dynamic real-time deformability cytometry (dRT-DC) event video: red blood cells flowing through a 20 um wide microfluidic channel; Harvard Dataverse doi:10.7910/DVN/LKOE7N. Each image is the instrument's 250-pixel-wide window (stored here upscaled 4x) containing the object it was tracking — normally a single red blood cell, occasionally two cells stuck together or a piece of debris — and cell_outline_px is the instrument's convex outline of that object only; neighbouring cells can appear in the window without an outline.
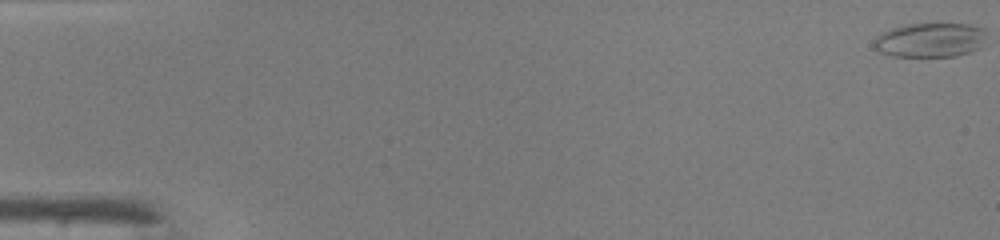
{"species": "common noctule bat (a hibernating species)", "species_latin": "Nyctalus noctula", "temperature_condition": "warm", "stored_images_in_passage": 49, "camera_frame_rate_fps": 3000, "um_per_image_px": 0.085, "animal": {"sex": "male", "body_mass_g": 19.0, "forearm_length_mm": 50.8}, "frame": {"image": 1, "passage_image": 1, "time_ms": 0.0, "image_size_px": [1000, 240], "cell_outline_px": [[984, 32], [980, 48], [956, 56], [892, 56], [880, 52], [872, 44], [876, 36], [880, 32], [904, 24], [968, 24], [984, 28]], "centroid_in_image_um": [79.0, 3.4], "position_along_channel_um": 6.0, "area_um2": 22.43}}
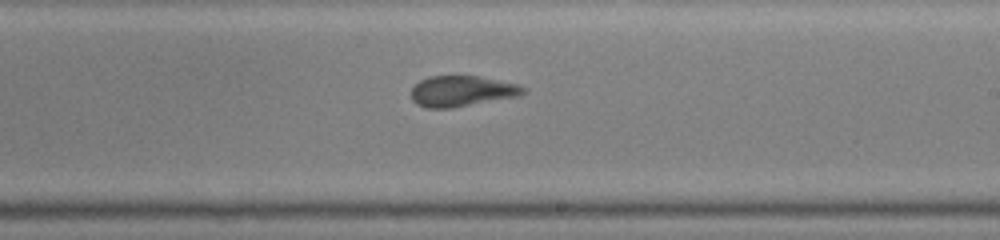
{"frame": {"image": 2, "passage_image": 30, "time_ms": 9.667, "image_size_px": [1000, 240], "cell_outline_px": [[524, 92], [516, 96], [448, 108], [428, 108], [416, 104], [412, 100], [412, 88], [420, 80], [428, 76], [480, 76], [516, 84], [524, 88]], "centroid_in_image_um": [39.18, 7.73], "position_along_channel_um": 249.8, "area_um2": 19.59}}
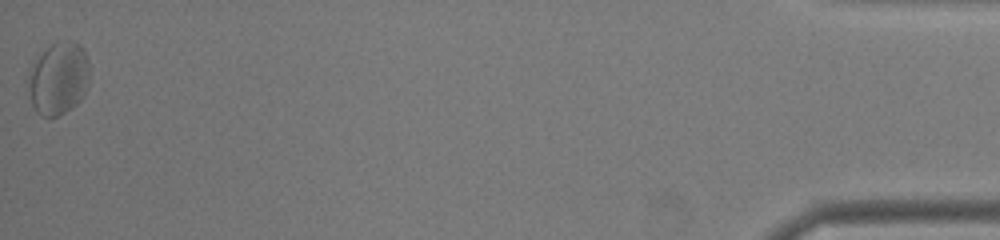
{"frame": {"image": 3, "passage_image": 49, "time_ms": 16.0, "image_size_px": [1000, 240], "cell_outline_px": [[88, 84], [80, 100], [76, 104], [64, 112], [56, 116], [40, 116], [36, 112], [32, 104], [28, 92], [28, 76], [32, 68], [40, 56], [56, 40], [72, 40], [80, 44], [88, 60]], "centroid_in_image_um": [4.97, 6.66], "position_along_channel_um": 430.2, "area_um2": 25.61}, "authors_computed_cell_mechanics": {"area_um2": 20.808, "velocity_mm_per_s": 4.2758, "shape_relaxation_time_tau1_ms": 4.3988, "shape_relaxation_time_tau2_ms": 1.6868, "deformation_change_tau1": 0.166, "deformation_change_tau2": 0.101}}